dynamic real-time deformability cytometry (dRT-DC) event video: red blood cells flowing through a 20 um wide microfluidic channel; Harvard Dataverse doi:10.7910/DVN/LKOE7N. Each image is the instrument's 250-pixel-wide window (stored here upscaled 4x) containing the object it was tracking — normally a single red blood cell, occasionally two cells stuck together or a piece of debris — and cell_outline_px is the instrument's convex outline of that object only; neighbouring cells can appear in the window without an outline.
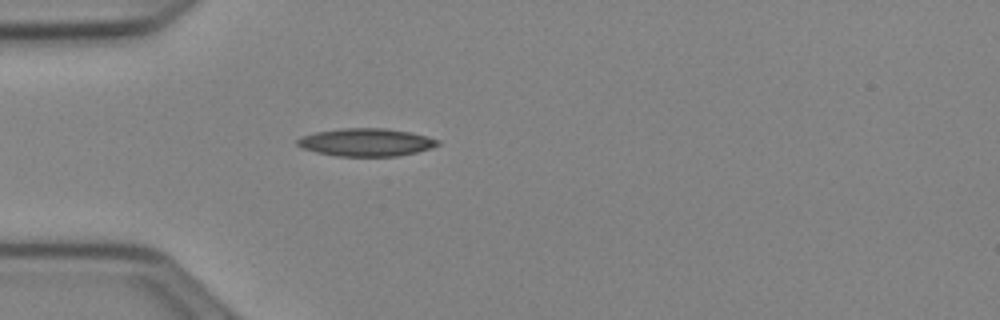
{"species": "Egyptian fruit bat (a non-hibernating species)", "species_latin": "Rousettus aegyptiacus", "temperature_condition": "cold", "stored_images_in_passage": 23, "camera_frame_rate_fps": 3000, "um_per_image_px": 0.085, "animal": {"sex": "female"}, "frame": {"image": 1, "passage_image": 1, "time_ms": 0.0, "image_size_px": [1000, 320], "cell_outline_px": [[440, 144], [432, 148], [416, 152], [396, 156], [336, 156], [316, 152], [304, 148], [296, 144], [296, 140], [300, 136], [316, 132], [340, 128], [384, 128], [412, 132], [440, 140]], "centroid_in_image_um": [31.12, 12.09], "position_along_channel_um": 53.9, "area_um2": 22.83}}
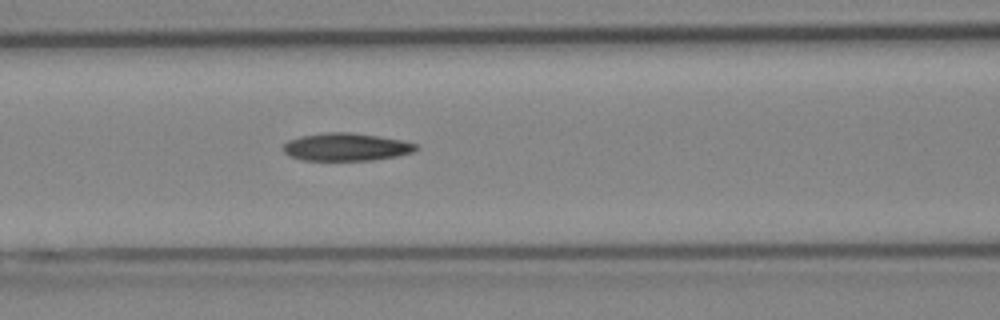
{"frame": {"image": 2, "passage_image": 8, "time_ms": 2.333, "image_size_px": [1000, 320], "cell_outline_px": [[420, 148], [412, 152], [396, 156], [372, 160], [304, 160], [292, 156], [284, 152], [280, 148], [288, 140], [300, 136], [324, 132], [352, 132], [380, 136], [404, 140], [420, 144]], "centroid_in_image_um": [29.46, 12.47], "position_along_channel_um": 137.1, "area_um2": 21.73}}
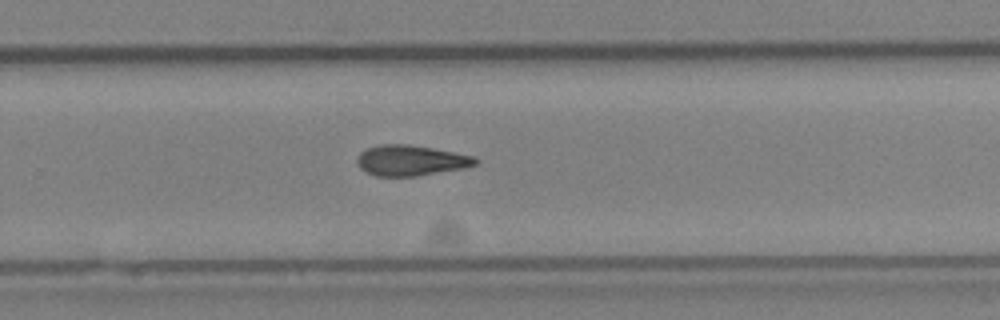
{"frame": {"image": 3, "passage_image": 20, "time_ms": 6.333, "image_size_px": [1000, 320], "cell_outline_px": [[480, 160], [476, 164], [464, 168], [416, 176], [376, 176], [364, 172], [356, 164], [356, 160], [360, 152], [368, 148], [380, 144], [408, 144], [432, 148], [476, 156]], "centroid_in_image_um": [34.91, 13.64], "position_along_channel_um": 294.9, "area_um2": 21.21}}